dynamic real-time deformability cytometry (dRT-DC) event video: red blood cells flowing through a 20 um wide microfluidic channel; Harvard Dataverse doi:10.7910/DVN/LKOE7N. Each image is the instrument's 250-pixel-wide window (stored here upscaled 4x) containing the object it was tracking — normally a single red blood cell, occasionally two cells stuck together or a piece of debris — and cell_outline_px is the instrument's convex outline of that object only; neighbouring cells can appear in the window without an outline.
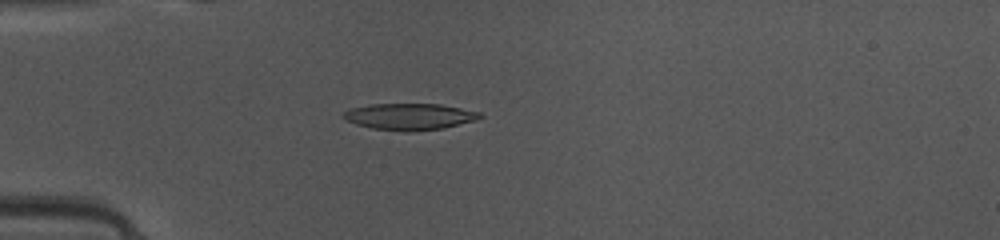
{"species": "common noctule bat (a hibernating species)", "species_latin": "Nyctalus noctula", "temperature_condition": "warm", "stored_images_in_passage": 44, "camera_frame_rate_fps": 3000, "um_per_image_px": 0.085, "animal": {"sex": "female", "body_mass_g": 10.0, "forearm_length_mm": 53.1}, "frame": {"image": 1, "passage_image": 14, "time_ms": 4.333, "image_size_px": [1000, 240], "cell_outline_px": [[484, 116], [476, 120], [444, 128], [408, 132], [372, 128], [356, 124], [344, 120], [340, 116], [344, 112], [352, 108], [368, 104], [440, 104], [480, 112]], "centroid_in_image_um": [34.79, 9.91], "position_along_channel_um": 50.2, "area_um2": 21.15}}
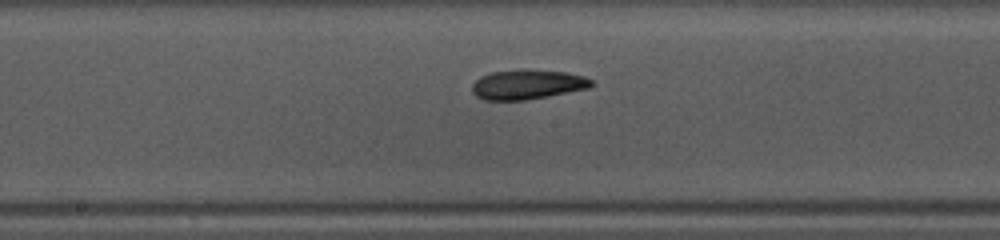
{"frame": {"image": 2, "passage_image": 26, "time_ms": 8.333, "image_size_px": [1000, 240], "cell_outline_px": [[596, 84], [588, 88], [548, 96], [524, 100], [484, 100], [476, 96], [472, 92], [472, 84], [480, 76], [492, 72], [520, 68], [564, 72], [584, 76], [592, 80]], "centroid_in_image_um": [44.82, 7.17], "position_along_channel_um": 203.4, "area_um2": 20.81}}
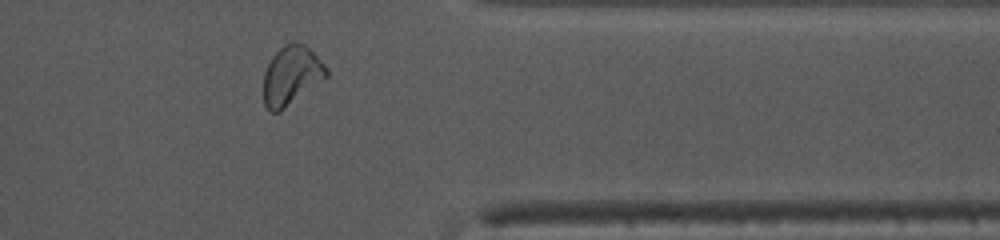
{"frame": {"image": 3, "passage_image": 40, "time_ms": 13.0, "image_size_px": [1000, 240], "cell_outline_px": [[328, 76], [280, 112], [268, 112], [264, 104], [264, 72], [272, 56], [284, 44], [292, 40], [304, 44], [328, 68]], "centroid_in_image_um": [24.75, 6.42], "position_along_channel_um": 386.6, "area_um2": 21.62}, "authors_computed_cell_mechanics": {"area_um2": 20.23, "velocity_mm_per_s": 4.1105, "shape_relaxation_time_tau1_ms": 8.6511, "shape_relaxation_time_tau2_ms": 2.0196, "deformation_change_tau1": 0.2197, "deformation_change_tau2": 0.0874}}